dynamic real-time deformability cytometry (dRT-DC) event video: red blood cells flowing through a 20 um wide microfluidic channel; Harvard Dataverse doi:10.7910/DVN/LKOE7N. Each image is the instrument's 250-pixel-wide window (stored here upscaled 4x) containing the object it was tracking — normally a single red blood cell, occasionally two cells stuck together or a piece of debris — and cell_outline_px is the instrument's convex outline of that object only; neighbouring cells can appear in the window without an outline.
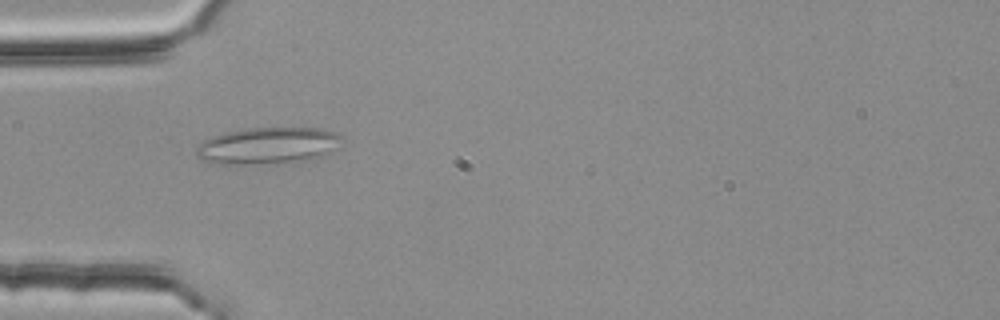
{"species": "common noctule bat (a hibernating species)", "species_latin": "Nyctalus noctula", "temperature_condition": "room temperature", "stored_images_in_passage": 6, "camera_frame_rate_fps": 3000, "um_per_image_px": 0.085, "animal": {"sex": "female", "body_mass_g": 25.1}, "frame": {"image": 1, "passage_image": 5, "time_ms": 1.333, "image_size_px": [1000, 320], "cell_outline_px": [[344, 136], [328, 152], [320, 156], [308, 160], [292, 164], [220, 164], [204, 160], [196, 156], [196, 148], [204, 140], [212, 136], [228, 132], [248, 128], [316, 128], [336, 132]], "centroid_in_image_um": [22.75, 12.4], "position_along_channel_um": 62.3, "area_um2": 31.15}}